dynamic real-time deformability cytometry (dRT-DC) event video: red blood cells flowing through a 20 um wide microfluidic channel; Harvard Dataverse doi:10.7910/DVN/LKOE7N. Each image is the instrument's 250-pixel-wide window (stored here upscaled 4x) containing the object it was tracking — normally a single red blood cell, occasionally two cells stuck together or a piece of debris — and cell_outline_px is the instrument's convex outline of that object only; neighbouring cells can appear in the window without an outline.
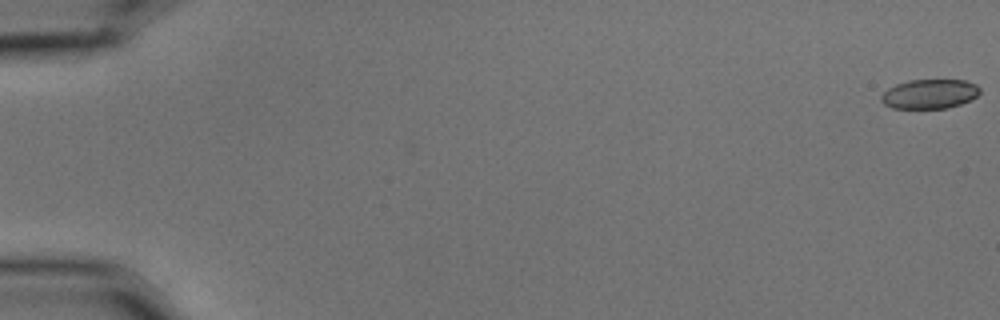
{"species": "common noctule bat (a hibernating species)", "species_latin": "Nyctalus noctula", "temperature_condition": "cold", "stored_images_in_passage": 5, "camera_frame_rate_fps": 3000, "um_per_image_px": 0.085, "animal": {"sex": "male", "body_mass_g": 15.6}, "frame": {"image": 1, "passage_image": 1, "time_ms": 0.0, "image_size_px": [1000, 320], "cell_outline_px": [[980, 92], [972, 100], [960, 104], [944, 108], [892, 108], [884, 104], [880, 100], [880, 96], [888, 88], [896, 84], [908, 80], [964, 80], [976, 84], [980, 88]], "centroid_in_image_um": [79.01, 7.98], "position_along_channel_um": 6.0, "area_um2": 16.94}}
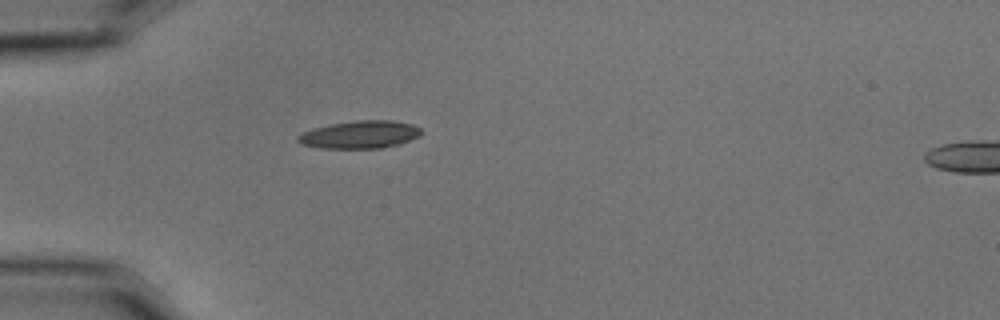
{"frame": {"image": 2, "passage_image": 5, "time_ms": 1.333, "image_size_px": [1000, 320], "cell_outline_px": [[424, 132], [420, 136], [400, 144], [380, 148], [320, 148], [300, 144], [296, 140], [296, 136], [312, 128], [332, 124], [356, 120], [392, 120], [412, 124], [420, 128]], "centroid_in_image_um": [30.6, 11.44], "position_along_channel_um": 54.4, "area_um2": 20.06}}